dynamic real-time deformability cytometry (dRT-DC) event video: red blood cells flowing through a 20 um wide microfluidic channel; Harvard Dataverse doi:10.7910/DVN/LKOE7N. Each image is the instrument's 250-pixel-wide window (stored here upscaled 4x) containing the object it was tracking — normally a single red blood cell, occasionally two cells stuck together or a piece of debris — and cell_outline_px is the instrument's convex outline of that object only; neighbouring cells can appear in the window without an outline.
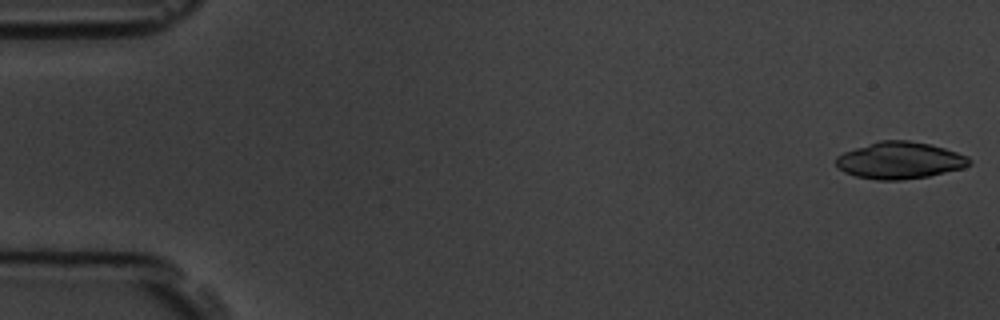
{"species": "common noctule bat (a hibernating species)", "species_latin": "Nyctalus noctula", "temperature_condition": "room temperature", "stored_images_in_passage": 4, "camera_frame_rate_fps": 3000, "um_per_image_px": 0.085, "animal": {"sex": "male", "body_mass_g": 19.5, "forearm_length_mm": 54.6}, "frame": {"image": 1, "passage_image": 1, "time_ms": 0.0, "image_size_px": [1000, 320], "cell_outline_px": [[972, 164], [964, 168], [928, 176], [900, 180], [876, 180], [856, 176], [844, 172], [836, 164], [836, 156], [844, 152], [880, 140], [908, 140], [928, 144], [944, 148], [968, 156], [972, 160]], "centroid_in_image_um": [76.5, 13.64], "position_along_channel_um": 8.5, "area_um2": 28.55}}